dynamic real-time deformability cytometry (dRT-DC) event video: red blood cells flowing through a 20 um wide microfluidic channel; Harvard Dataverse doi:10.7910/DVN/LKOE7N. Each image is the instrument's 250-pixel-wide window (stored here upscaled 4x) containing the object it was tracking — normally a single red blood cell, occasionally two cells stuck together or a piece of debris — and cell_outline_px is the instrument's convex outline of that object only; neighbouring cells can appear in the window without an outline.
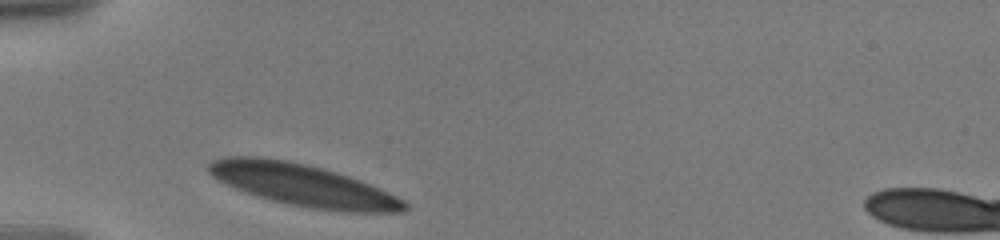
{"species": "human", "species_latin": "Homo sapiens", "temperature_condition": "warm", "stored_images_in_passage": 25, "camera_frame_rate_fps": 3000, "um_per_image_px": 0.085, "donor": {"sex": "male"}, "frame": {"image": 1, "passage_image": 1, "time_ms": 0.0, "image_size_px": [1000, 240], "cell_outline_px": [[408, 208], [400, 212], [344, 212], [312, 208], [288, 204], [272, 200], [244, 192], [216, 180], [204, 168], [212, 160], [224, 156], [260, 156], [288, 160], [336, 172], [360, 180], [380, 188], [404, 200], [408, 204]], "centroid_in_image_um": [25.7, 15.73], "position_along_channel_um": 59.3, "area_um2": 48.03}}
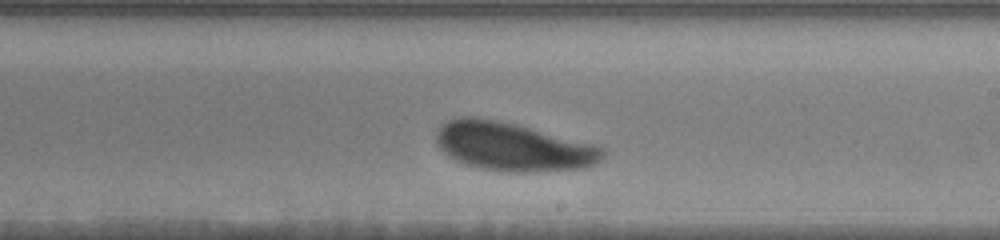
{"frame": {"image": 2, "passage_image": 15, "time_ms": 5.667, "image_size_px": [1000, 240], "cell_outline_px": [[604, 156], [596, 164], [580, 168], [528, 172], [512, 172], [480, 168], [464, 164], [448, 156], [436, 144], [436, 132], [448, 120], [460, 116], [476, 116], [516, 124], [592, 144], [604, 148]], "centroid_in_image_um": [43.55, 12.46], "position_along_channel_um": 245.4, "area_um2": 46.7}}
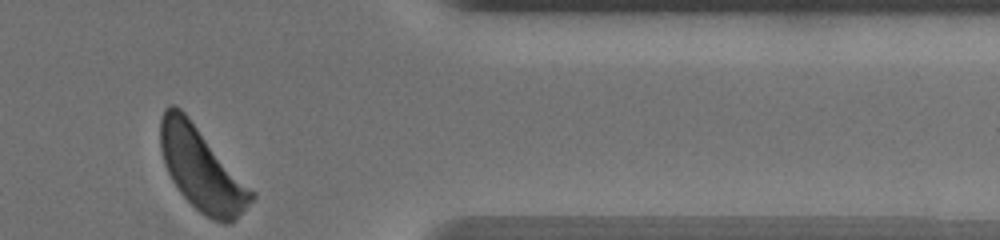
{"frame": {"image": 3, "passage_image": 25, "time_ms": 10.333, "image_size_px": [1000, 240], "cell_outline_px": [[256, 196], [236, 220], [228, 224], [224, 224], [212, 220], [200, 212], [180, 192], [172, 180], [164, 164], [160, 148], [160, 120], [164, 108], [168, 104], [172, 104], [180, 108], [188, 116], [256, 192]], "centroid_in_image_um": [17.15, 14.37], "position_along_channel_um": 394.3, "area_um2": 44.1}, "authors_computed_cell_mechanics": {"area_um2": 46.4134, "velocity_mm_per_s": 3.4791, "shape_relaxation_time_tau1_ms": 2.0744, "shape_relaxation_time_tau2_ms": null, "deformation_change_tau1": 0.1043, "deformation_change_tau2": null}}